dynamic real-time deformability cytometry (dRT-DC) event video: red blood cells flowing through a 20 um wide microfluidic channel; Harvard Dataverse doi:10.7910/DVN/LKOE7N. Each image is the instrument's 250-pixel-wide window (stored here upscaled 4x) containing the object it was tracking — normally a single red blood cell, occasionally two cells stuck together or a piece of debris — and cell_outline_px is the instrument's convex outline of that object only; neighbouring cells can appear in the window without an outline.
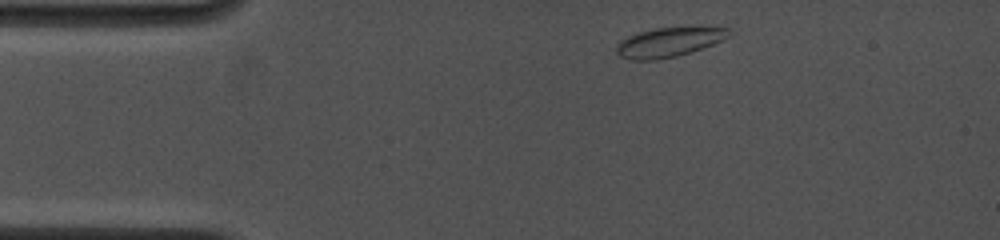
{"species": "common noctule bat (a hibernating species)", "species_latin": "Nyctalus noctula", "temperature_condition": "cold", "stored_images_in_passage": 6, "camera_frame_rate_fps": 4500, "um_per_image_px": 0.085, "animal": {"sex": "female", "body_mass_g": 19.0, "forearm_length_mm": 53.3}, "frame": {"image": 1, "passage_image": 1, "time_ms": 0.0, "image_size_px": [1000, 240], "cell_outline_px": [[732, 32], [728, 36], [712, 44], [676, 56], [656, 60], [628, 60], [620, 56], [616, 52], [616, 44], [620, 40], [628, 36], [640, 32], [656, 28], [728, 28]], "centroid_in_image_um": [56.76, 3.6], "position_along_channel_um": 28.2, "area_um2": 18.79}}
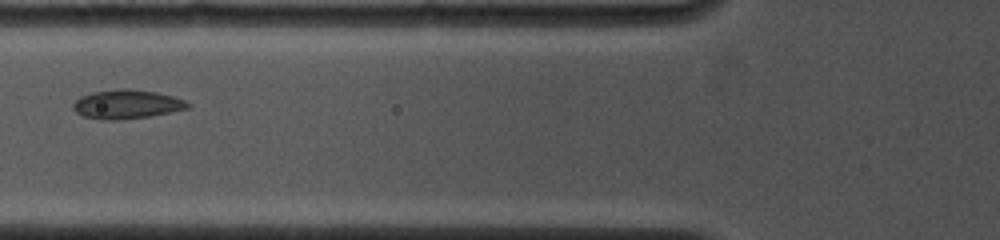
{"frame": {"image": 2, "passage_image": 4, "time_ms": 3.556, "image_size_px": [1000, 240], "cell_outline_px": [[192, 104], [188, 108], [148, 116], [116, 120], [100, 120], [84, 116], [76, 112], [72, 108], [72, 104], [80, 96], [92, 92], [124, 88], [156, 92], [172, 96], [184, 100]], "centroid_in_image_um": [10.73, 8.86], "position_along_channel_um": 115.1, "area_um2": 19.19}}
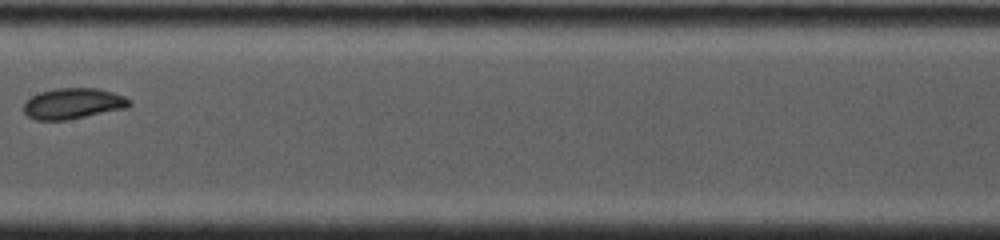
{"frame": {"image": 3, "passage_image": 6, "time_ms": 5.778, "image_size_px": [1000, 240], "cell_outline_px": [[132, 104], [124, 108], [68, 120], [36, 120], [28, 116], [24, 112], [24, 104], [32, 96], [40, 92], [56, 88], [96, 88], [112, 92], [124, 96]], "centroid_in_image_um": [6.19, 8.8], "position_along_channel_um": 201.2, "area_um2": 18.73}}